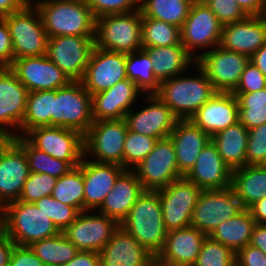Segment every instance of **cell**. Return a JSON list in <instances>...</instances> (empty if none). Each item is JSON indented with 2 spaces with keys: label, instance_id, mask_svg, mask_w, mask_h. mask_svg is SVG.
<instances>
[{
  "label": "cell",
  "instance_id": "6da1fadb",
  "mask_svg": "<svg viewBox=\"0 0 266 266\" xmlns=\"http://www.w3.org/2000/svg\"><path fill=\"white\" fill-rule=\"evenodd\" d=\"M197 75L180 74L160 83L155 93L179 120H189L217 91L195 63ZM182 75V76H181ZM197 76V77H196Z\"/></svg>",
  "mask_w": 266,
  "mask_h": 266
},
{
  "label": "cell",
  "instance_id": "7a4b0ae2",
  "mask_svg": "<svg viewBox=\"0 0 266 266\" xmlns=\"http://www.w3.org/2000/svg\"><path fill=\"white\" fill-rule=\"evenodd\" d=\"M120 226L157 256L167 235L158 191L144 190Z\"/></svg>",
  "mask_w": 266,
  "mask_h": 266
},
{
  "label": "cell",
  "instance_id": "3957f363",
  "mask_svg": "<svg viewBox=\"0 0 266 266\" xmlns=\"http://www.w3.org/2000/svg\"><path fill=\"white\" fill-rule=\"evenodd\" d=\"M48 38L95 36L96 18L86 0H50L36 6Z\"/></svg>",
  "mask_w": 266,
  "mask_h": 266
},
{
  "label": "cell",
  "instance_id": "277c9868",
  "mask_svg": "<svg viewBox=\"0 0 266 266\" xmlns=\"http://www.w3.org/2000/svg\"><path fill=\"white\" fill-rule=\"evenodd\" d=\"M1 230L18 246H30L61 232L34 203L20 200L3 206Z\"/></svg>",
  "mask_w": 266,
  "mask_h": 266
},
{
  "label": "cell",
  "instance_id": "5b68a950",
  "mask_svg": "<svg viewBox=\"0 0 266 266\" xmlns=\"http://www.w3.org/2000/svg\"><path fill=\"white\" fill-rule=\"evenodd\" d=\"M95 46L104 50L126 54L141 50V10L97 17Z\"/></svg>",
  "mask_w": 266,
  "mask_h": 266
},
{
  "label": "cell",
  "instance_id": "8992f818",
  "mask_svg": "<svg viewBox=\"0 0 266 266\" xmlns=\"http://www.w3.org/2000/svg\"><path fill=\"white\" fill-rule=\"evenodd\" d=\"M92 97L81 81L53 90V126L69 128L83 136L93 124Z\"/></svg>",
  "mask_w": 266,
  "mask_h": 266
},
{
  "label": "cell",
  "instance_id": "52a82bcc",
  "mask_svg": "<svg viewBox=\"0 0 266 266\" xmlns=\"http://www.w3.org/2000/svg\"><path fill=\"white\" fill-rule=\"evenodd\" d=\"M3 19L11 35L14 59L46 54L48 36L36 7L25 6Z\"/></svg>",
  "mask_w": 266,
  "mask_h": 266
},
{
  "label": "cell",
  "instance_id": "ba28073f",
  "mask_svg": "<svg viewBox=\"0 0 266 266\" xmlns=\"http://www.w3.org/2000/svg\"><path fill=\"white\" fill-rule=\"evenodd\" d=\"M128 126L125 119L94 121L84 135V156L98 163L123 167V150ZM94 157V159L92 158Z\"/></svg>",
  "mask_w": 266,
  "mask_h": 266
},
{
  "label": "cell",
  "instance_id": "9c48e42d",
  "mask_svg": "<svg viewBox=\"0 0 266 266\" xmlns=\"http://www.w3.org/2000/svg\"><path fill=\"white\" fill-rule=\"evenodd\" d=\"M24 137L37 149L66 161L72 168L79 166L84 157V136L73 129L59 126H40Z\"/></svg>",
  "mask_w": 266,
  "mask_h": 266
},
{
  "label": "cell",
  "instance_id": "30bf717a",
  "mask_svg": "<svg viewBox=\"0 0 266 266\" xmlns=\"http://www.w3.org/2000/svg\"><path fill=\"white\" fill-rule=\"evenodd\" d=\"M180 33L181 44L197 60L202 53L220 45L222 25L206 4H192ZM200 49L204 51L198 54Z\"/></svg>",
  "mask_w": 266,
  "mask_h": 266
},
{
  "label": "cell",
  "instance_id": "8fae6325",
  "mask_svg": "<svg viewBox=\"0 0 266 266\" xmlns=\"http://www.w3.org/2000/svg\"><path fill=\"white\" fill-rule=\"evenodd\" d=\"M94 47L95 36L50 37L46 55L70 81H81Z\"/></svg>",
  "mask_w": 266,
  "mask_h": 266
},
{
  "label": "cell",
  "instance_id": "7c38bea8",
  "mask_svg": "<svg viewBox=\"0 0 266 266\" xmlns=\"http://www.w3.org/2000/svg\"><path fill=\"white\" fill-rule=\"evenodd\" d=\"M244 208L233 188L202 190L193 210L191 226L209 236L217 226Z\"/></svg>",
  "mask_w": 266,
  "mask_h": 266
},
{
  "label": "cell",
  "instance_id": "4fadbf2b",
  "mask_svg": "<svg viewBox=\"0 0 266 266\" xmlns=\"http://www.w3.org/2000/svg\"><path fill=\"white\" fill-rule=\"evenodd\" d=\"M144 190L157 191L184 177L177 168L176 152L172 140H158L153 150L132 169Z\"/></svg>",
  "mask_w": 266,
  "mask_h": 266
},
{
  "label": "cell",
  "instance_id": "5bb4252c",
  "mask_svg": "<svg viewBox=\"0 0 266 266\" xmlns=\"http://www.w3.org/2000/svg\"><path fill=\"white\" fill-rule=\"evenodd\" d=\"M157 191L165 229L170 231L191 226L193 210L202 189L182 177Z\"/></svg>",
  "mask_w": 266,
  "mask_h": 266
},
{
  "label": "cell",
  "instance_id": "9a60e30c",
  "mask_svg": "<svg viewBox=\"0 0 266 266\" xmlns=\"http://www.w3.org/2000/svg\"><path fill=\"white\" fill-rule=\"evenodd\" d=\"M249 61L248 56L216 46L211 51L202 53L196 64L204 71L217 92L232 93Z\"/></svg>",
  "mask_w": 266,
  "mask_h": 266
},
{
  "label": "cell",
  "instance_id": "2e32d148",
  "mask_svg": "<svg viewBox=\"0 0 266 266\" xmlns=\"http://www.w3.org/2000/svg\"><path fill=\"white\" fill-rule=\"evenodd\" d=\"M90 212V213H89ZM85 210L62 231L79 251L100 252L111 239L119 224L101 213Z\"/></svg>",
  "mask_w": 266,
  "mask_h": 266
},
{
  "label": "cell",
  "instance_id": "e0dca14e",
  "mask_svg": "<svg viewBox=\"0 0 266 266\" xmlns=\"http://www.w3.org/2000/svg\"><path fill=\"white\" fill-rule=\"evenodd\" d=\"M28 94L27 88L10 68H0V135L16 137L17 131L20 132Z\"/></svg>",
  "mask_w": 266,
  "mask_h": 266
},
{
  "label": "cell",
  "instance_id": "ac0fdd59",
  "mask_svg": "<svg viewBox=\"0 0 266 266\" xmlns=\"http://www.w3.org/2000/svg\"><path fill=\"white\" fill-rule=\"evenodd\" d=\"M125 79L126 53L108 51L95 46L81 80L91 96Z\"/></svg>",
  "mask_w": 266,
  "mask_h": 266
},
{
  "label": "cell",
  "instance_id": "d6986e66",
  "mask_svg": "<svg viewBox=\"0 0 266 266\" xmlns=\"http://www.w3.org/2000/svg\"><path fill=\"white\" fill-rule=\"evenodd\" d=\"M145 99L150 105L126 114L128 130L157 140L168 138L179 119L156 94H146Z\"/></svg>",
  "mask_w": 266,
  "mask_h": 266
},
{
  "label": "cell",
  "instance_id": "ffe728a7",
  "mask_svg": "<svg viewBox=\"0 0 266 266\" xmlns=\"http://www.w3.org/2000/svg\"><path fill=\"white\" fill-rule=\"evenodd\" d=\"M10 69L29 92L56 90L70 82L46 54L14 59Z\"/></svg>",
  "mask_w": 266,
  "mask_h": 266
},
{
  "label": "cell",
  "instance_id": "44dd1931",
  "mask_svg": "<svg viewBox=\"0 0 266 266\" xmlns=\"http://www.w3.org/2000/svg\"><path fill=\"white\" fill-rule=\"evenodd\" d=\"M144 94L133 81L128 78L117 82L111 88L93 94V121L120 120L133 108L138 96Z\"/></svg>",
  "mask_w": 266,
  "mask_h": 266
},
{
  "label": "cell",
  "instance_id": "7402d4cb",
  "mask_svg": "<svg viewBox=\"0 0 266 266\" xmlns=\"http://www.w3.org/2000/svg\"><path fill=\"white\" fill-rule=\"evenodd\" d=\"M266 43V15H248L244 20L222 26L223 49L251 57Z\"/></svg>",
  "mask_w": 266,
  "mask_h": 266
},
{
  "label": "cell",
  "instance_id": "603a6c76",
  "mask_svg": "<svg viewBox=\"0 0 266 266\" xmlns=\"http://www.w3.org/2000/svg\"><path fill=\"white\" fill-rule=\"evenodd\" d=\"M79 167L84 182V211L97 210L112 191L118 177L126 170L113 163H98L84 156Z\"/></svg>",
  "mask_w": 266,
  "mask_h": 266
},
{
  "label": "cell",
  "instance_id": "cb8c5ba5",
  "mask_svg": "<svg viewBox=\"0 0 266 266\" xmlns=\"http://www.w3.org/2000/svg\"><path fill=\"white\" fill-rule=\"evenodd\" d=\"M190 120L212 137L239 122L238 99L233 93H215Z\"/></svg>",
  "mask_w": 266,
  "mask_h": 266
},
{
  "label": "cell",
  "instance_id": "d4e9b609",
  "mask_svg": "<svg viewBox=\"0 0 266 266\" xmlns=\"http://www.w3.org/2000/svg\"><path fill=\"white\" fill-rule=\"evenodd\" d=\"M99 258L100 266H151L154 255L119 225Z\"/></svg>",
  "mask_w": 266,
  "mask_h": 266
},
{
  "label": "cell",
  "instance_id": "484cf974",
  "mask_svg": "<svg viewBox=\"0 0 266 266\" xmlns=\"http://www.w3.org/2000/svg\"><path fill=\"white\" fill-rule=\"evenodd\" d=\"M184 177L202 190L226 189L232 183V170L222 160L215 144L210 141Z\"/></svg>",
  "mask_w": 266,
  "mask_h": 266
},
{
  "label": "cell",
  "instance_id": "4316f807",
  "mask_svg": "<svg viewBox=\"0 0 266 266\" xmlns=\"http://www.w3.org/2000/svg\"><path fill=\"white\" fill-rule=\"evenodd\" d=\"M30 170L24 150L13 141L0 156V203L18 200Z\"/></svg>",
  "mask_w": 266,
  "mask_h": 266
},
{
  "label": "cell",
  "instance_id": "83f0119b",
  "mask_svg": "<svg viewBox=\"0 0 266 266\" xmlns=\"http://www.w3.org/2000/svg\"><path fill=\"white\" fill-rule=\"evenodd\" d=\"M206 237L193 226L167 231L164 247L157 257L167 263L193 266Z\"/></svg>",
  "mask_w": 266,
  "mask_h": 266
},
{
  "label": "cell",
  "instance_id": "f1b7e54d",
  "mask_svg": "<svg viewBox=\"0 0 266 266\" xmlns=\"http://www.w3.org/2000/svg\"><path fill=\"white\" fill-rule=\"evenodd\" d=\"M169 138L175 148L177 168L183 176L191 170L202 149L211 141V137L190 119L178 120Z\"/></svg>",
  "mask_w": 266,
  "mask_h": 266
},
{
  "label": "cell",
  "instance_id": "f546056e",
  "mask_svg": "<svg viewBox=\"0 0 266 266\" xmlns=\"http://www.w3.org/2000/svg\"><path fill=\"white\" fill-rule=\"evenodd\" d=\"M143 192L144 188L136 173L126 169L118 177L97 212L114 219L120 225Z\"/></svg>",
  "mask_w": 266,
  "mask_h": 266
},
{
  "label": "cell",
  "instance_id": "4dcf8cb0",
  "mask_svg": "<svg viewBox=\"0 0 266 266\" xmlns=\"http://www.w3.org/2000/svg\"><path fill=\"white\" fill-rule=\"evenodd\" d=\"M153 64V74L159 83L184 74L194 66L196 60L181 45L147 47L144 49Z\"/></svg>",
  "mask_w": 266,
  "mask_h": 266
},
{
  "label": "cell",
  "instance_id": "1f68e13d",
  "mask_svg": "<svg viewBox=\"0 0 266 266\" xmlns=\"http://www.w3.org/2000/svg\"><path fill=\"white\" fill-rule=\"evenodd\" d=\"M247 140L248 129L240 122L211 137L222 160L232 171L246 165Z\"/></svg>",
  "mask_w": 266,
  "mask_h": 266
},
{
  "label": "cell",
  "instance_id": "d6a6232c",
  "mask_svg": "<svg viewBox=\"0 0 266 266\" xmlns=\"http://www.w3.org/2000/svg\"><path fill=\"white\" fill-rule=\"evenodd\" d=\"M243 208L248 209L266 196V168L262 165H245L232 171V183Z\"/></svg>",
  "mask_w": 266,
  "mask_h": 266
},
{
  "label": "cell",
  "instance_id": "836d02e7",
  "mask_svg": "<svg viewBox=\"0 0 266 266\" xmlns=\"http://www.w3.org/2000/svg\"><path fill=\"white\" fill-rule=\"evenodd\" d=\"M255 226L250 210L244 208L236 216L220 223L209 236L236 253L250 243Z\"/></svg>",
  "mask_w": 266,
  "mask_h": 266
},
{
  "label": "cell",
  "instance_id": "e575fe53",
  "mask_svg": "<svg viewBox=\"0 0 266 266\" xmlns=\"http://www.w3.org/2000/svg\"><path fill=\"white\" fill-rule=\"evenodd\" d=\"M40 126H53V90L29 92L21 135L17 136Z\"/></svg>",
  "mask_w": 266,
  "mask_h": 266
},
{
  "label": "cell",
  "instance_id": "d590c367",
  "mask_svg": "<svg viewBox=\"0 0 266 266\" xmlns=\"http://www.w3.org/2000/svg\"><path fill=\"white\" fill-rule=\"evenodd\" d=\"M29 247L46 266H63L79 252L63 232L56 236L36 241Z\"/></svg>",
  "mask_w": 266,
  "mask_h": 266
},
{
  "label": "cell",
  "instance_id": "8d00e7d4",
  "mask_svg": "<svg viewBox=\"0 0 266 266\" xmlns=\"http://www.w3.org/2000/svg\"><path fill=\"white\" fill-rule=\"evenodd\" d=\"M192 3L189 0H141L142 16L170 23L179 28L189 15Z\"/></svg>",
  "mask_w": 266,
  "mask_h": 266
},
{
  "label": "cell",
  "instance_id": "74e56055",
  "mask_svg": "<svg viewBox=\"0 0 266 266\" xmlns=\"http://www.w3.org/2000/svg\"><path fill=\"white\" fill-rule=\"evenodd\" d=\"M126 73L145 95L155 94L160 88L149 54L144 49L126 54Z\"/></svg>",
  "mask_w": 266,
  "mask_h": 266
},
{
  "label": "cell",
  "instance_id": "f35d334b",
  "mask_svg": "<svg viewBox=\"0 0 266 266\" xmlns=\"http://www.w3.org/2000/svg\"><path fill=\"white\" fill-rule=\"evenodd\" d=\"M14 141L24 150L30 172L46 173L58 179L72 169L66 161L35 148L24 136H16Z\"/></svg>",
  "mask_w": 266,
  "mask_h": 266
},
{
  "label": "cell",
  "instance_id": "ab89813d",
  "mask_svg": "<svg viewBox=\"0 0 266 266\" xmlns=\"http://www.w3.org/2000/svg\"><path fill=\"white\" fill-rule=\"evenodd\" d=\"M51 196L58 201L84 211V182L82 169L77 166L57 179Z\"/></svg>",
  "mask_w": 266,
  "mask_h": 266
},
{
  "label": "cell",
  "instance_id": "60d3db41",
  "mask_svg": "<svg viewBox=\"0 0 266 266\" xmlns=\"http://www.w3.org/2000/svg\"><path fill=\"white\" fill-rule=\"evenodd\" d=\"M173 45H181L179 27L142 16V49Z\"/></svg>",
  "mask_w": 266,
  "mask_h": 266
},
{
  "label": "cell",
  "instance_id": "b9f144b4",
  "mask_svg": "<svg viewBox=\"0 0 266 266\" xmlns=\"http://www.w3.org/2000/svg\"><path fill=\"white\" fill-rule=\"evenodd\" d=\"M238 99L239 122L248 130L266 123V87L251 93L234 94Z\"/></svg>",
  "mask_w": 266,
  "mask_h": 266
},
{
  "label": "cell",
  "instance_id": "7bdbcfd3",
  "mask_svg": "<svg viewBox=\"0 0 266 266\" xmlns=\"http://www.w3.org/2000/svg\"><path fill=\"white\" fill-rule=\"evenodd\" d=\"M158 140L128 130L124 142L123 167L134 169L153 150Z\"/></svg>",
  "mask_w": 266,
  "mask_h": 266
},
{
  "label": "cell",
  "instance_id": "ee69618b",
  "mask_svg": "<svg viewBox=\"0 0 266 266\" xmlns=\"http://www.w3.org/2000/svg\"><path fill=\"white\" fill-rule=\"evenodd\" d=\"M235 260L232 249L207 236L193 266H231Z\"/></svg>",
  "mask_w": 266,
  "mask_h": 266
},
{
  "label": "cell",
  "instance_id": "f6af8a7d",
  "mask_svg": "<svg viewBox=\"0 0 266 266\" xmlns=\"http://www.w3.org/2000/svg\"><path fill=\"white\" fill-rule=\"evenodd\" d=\"M38 209L42 210L62 232L64 231L79 215V211L66 205L51 195L42 197L34 203Z\"/></svg>",
  "mask_w": 266,
  "mask_h": 266
},
{
  "label": "cell",
  "instance_id": "bcb514c9",
  "mask_svg": "<svg viewBox=\"0 0 266 266\" xmlns=\"http://www.w3.org/2000/svg\"><path fill=\"white\" fill-rule=\"evenodd\" d=\"M56 181L57 178L49 174L30 172L18 200L25 203H35L42 197L52 194Z\"/></svg>",
  "mask_w": 266,
  "mask_h": 266
},
{
  "label": "cell",
  "instance_id": "7dc6e473",
  "mask_svg": "<svg viewBox=\"0 0 266 266\" xmlns=\"http://www.w3.org/2000/svg\"><path fill=\"white\" fill-rule=\"evenodd\" d=\"M266 162V123L248 130L246 165Z\"/></svg>",
  "mask_w": 266,
  "mask_h": 266
},
{
  "label": "cell",
  "instance_id": "c3c4849f",
  "mask_svg": "<svg viewBox=\"0 0 266 266\" xmlns=\"http://www.w3.org/2000/svg\"><path fill=\"white\" fill-rule=\"evenodd\" d=\"M95 18L140 9L141 0H86Z\"/></svg>",
  "mask_w": 266,
  "mask_h": 266
},
{
  "label": "cell",
  "instance_id": "681fc988",
  "mask_svg": "<svg viewBox=\"0 0 266 266\" xmlns=\"http://www.w3.org/2000/svg\"><path fill=\"white\" fill-rule=\"evenodd\" d=\"M206 5L217 16L222 26L240 22L248 16L236 0H208Z\"/></svg>",
  "mask_w": 266,
  "mask_h": 266
},
{
  "label": "cell",
  "instance_id": "f907efd6",
  "mask_svg": "<svg viewBox=\"0 0 266 266\" xmlns=\"http://www.w3.org/2000/svg\"><path fill=\"white\" fill-rule=\"evenodd\" d=\"M266 87V77L251 61L246 65L233 94L251 93Z\"/></svg>",
  "mask_w": 266,
  "mask_h": 266
},
{
  "label": "cell",
  "instance_id": "816d5d0a",
  "mask_svg": "<svg viewBox=\"0 0 266 266\" xmlns=\"http://www.w3.org/2000/svg\"><path fill=\"white\" fill-rule=\"evenodd\" d=\"M14 61L13 44L8 25L0 18V68H10Z\"/></svg>",
  "mask_w": 266,
  "mask_h": 266
},
{
  "label": "cell",
  "instance_id": "f5cc1de1",
  "mask_svg": "<svg viewBox=\"0 0 266 266\" xmlns=\"http://www.w3.org/2000/svg\"><path fill=\"white\" fill-rule=\"evenodd\" d=\"M8 266H46L29 246L15 245Z\"/></svg>",
  "mask_w": 266,
  "mask_h": 266
},
{
  "label": "cell",
  "instance_id": "db71d44e",
  "mask_svg": "<svg viewBox=\"0 0 266 266\" xmlns=\"http://www.w3.org/2000/svg\"><path fill=\"white\" fill-rule=\"evenodd\" d=\"M235 257L243 266H266V254L250 244L239 249Z\"/></svg>",
  "mask_w": 266,
  "mask_h": 266
},
{
  "label": "cell",
  "instance_id": "11a10c76",
  "mask_svg": "<svg viewBox=\"0 0 266 266\" xmlns=\"http://www.w3.org/2000/svg\"><path fill=\"white\" fill-rule=\"evenodd\" d=\"M63 266H100L99 253L79 251L72 260Z\"/></svg>",
  "mask_w": 266,
  "mask_h": 266
},
{
  "label": "cell",
  "instance_id": "9f6ffc18",
  "mask_svg": "<svg viewBox=\"0 0 266 266\" xmlns=\"http://www.w3.org/2000/svg\"><path fill=\"white\" fill-rule=\"evenodd\" d=\"M247 15H266V0H236Z\"/></svg>",
  "mask_w": 266,
  "mask_h": 266
},
{
  "label": "cell",
  "instance_id": "6f0895ef",
  "mask_svg": "<svg viewBox=\"0 0 266 266\" xmlns=\"http://www.w3.org/2000/svg\"><path fill=\"white\" fill-rule=\"evenodd\" d=\"M15 245L16 244L0 230V266H8Z\"/></svg>",
  "mask_w": 266,
  "mask_h": 266
},
{
  "label": "cell",
  "instance_id": "680465c9",
  "mask_svg": "<svg viewBox=\"0 0 266 266\" xmlns=\"http://www.w3.org/2000/svg\"><path fill=\"white\" fill-rule=\"evenodd\" d=\"M249 244L266 254V224H256Z\"/></svg>",
  "mask_w": 266,
  "mask_h": 266
},
{
  "label": "cell",
  "instance_id": "91938a15",
  "mask_svg": "<svg viewBox=\"0 0 266 266\" xmlns=\"http://www.w3.org/2000/svg\"><path fill=\"white\" fill-rule=\"evenodd\" d=\"M256 224H266V196L248 208Z\"/></svg>",
  "mask_w": 266,
  "mask_h": 266
},
{
  "label": "cell",
  "instance_id": "94428289",
  "mask_svg": "<svg viewBox=\"0 0 266 266\" xmlns=\"http://www.w3.org/2000/svg\"><path fill=\"white\" fill-rule=\"evenodd\" d=\"M24 7V0H0V18L6 17Z\"/></svg>",
  "mask_w": 266,
  "mask_h": 266
},
{
  "label": "cell",
  "instance_id": "6125c7cd",
  "mask_svg": "<svg viewBox=\"0 0 266 266\" xmlns=\"http://www.w3.org/2000/svg\"><path fill=\"white\" fill-rule=\"evenodd\" d=\"M250 61L257 66V68L266 77V43L261 46L251 57Z\"/></svg>",
  "mask_w": 266,
  "mask_h": 266
},
{
  "label": "cell",
  "instance_id": "be15d7a7",
  "mask_svg": "<svg viewBox=\"0 0 266 266\" xmlns=\"http://www.w3.org/2000/svg\"><path fill=\"white\" fill-rule=\"evenodd\" d=\"M15 137L10 135H0V156L3 151L14 141Z\"/></svg>",
  "mask_w": 266,
  "mask_h": 266
},
{
  "label": "cell",
  "instance_id": "e7e4bbea",
  "mask_svg": "<svg viewBox=\"0 0 266 266\" xmlns=\"http://www.w3.org/2000/svg\"><path fill=\"white\" fill-rule=\"evenodd\" d=\"M151 266H183V265L167 263V262L161 261L157 256H154Z\"/></svg>",
  "mask_w": 266,
  "mask_h": 266
},
{
  "label": "cell",
  "instance_id": "03108f58",
  "mask_svg": "<svg viewBox=\"0 0 266 266\" xmlns=\"http://www.w3.org/2000/svg\"><path fill=\"white\" fill-rule=\"evenodd\" d=\"M24 0V3H25V6L27 7H36L38 6L39 4H42L44 2H47V1H50V0Z\"/></svg>",
  "mask_w": 266,
  "mask_h": 266
},
{
  "label": "cell",
  "instance_id": "003e7915",
  "mask_svg": "<svg viewBox=\"0 0 266 266\" xmlns=\"http://www.w3.org/2000/svg\"><path fill=\"white\" fill-rule=\"evenodd\" d=\"M192 4H206L208 0H189Z\"/></svg>",
  "mask_w": 266,
  "mask_h": 266
},
{
  "label": "cell",
  "instance_id": "a7ac6f4b",
  "mask_svg": "<svg viewBox=\"0 0 266 266\" xmlns=\"http://www.w3.org/2000/svg\"><path fill=\"white\" fill-rule=\"evenodd\" d=\"M2 218H3V206L2 204L0 203V225L2 223Z\"/></svg>",
  "mask_w": 266,
  "mask_h": 266
},
{
  "label": "cell",
  "instance_id": "89a4df30",
  "mask_svg": "<svg viewBox=\"0 0 266 266\" xmlns=\"http://www.w3.org/2000/svg\"><path fill=\"white\" fill-rule=\"evenodd\" d=\"M231 266H243L242 264H240L237 260H235Z\"/></svg>",
  "mask_w": 266,
  "mask_h": 266
}]
</instances>
